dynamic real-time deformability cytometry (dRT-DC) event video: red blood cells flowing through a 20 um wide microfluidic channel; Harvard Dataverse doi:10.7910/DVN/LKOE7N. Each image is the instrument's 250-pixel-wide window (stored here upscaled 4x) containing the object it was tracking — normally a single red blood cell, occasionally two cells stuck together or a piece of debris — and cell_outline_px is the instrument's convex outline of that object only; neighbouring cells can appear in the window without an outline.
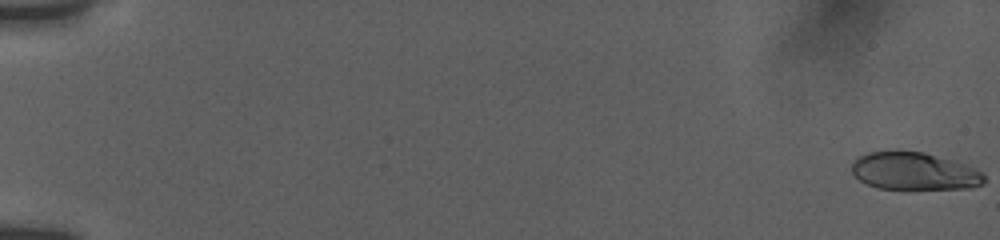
{"species": "human", "species_latin": "Homo sapiens", "temperature_condition": "room temperature", "stored_images_in_passage": 18, "camera_frame_rate_fps": 3000, "um_per_image_px": 0.085, "donor": {"sex": "female"}, "frame": {"image": 1, "passage_image": 1, "time_ms": 0.0, "image_size_px": [1000, 240], "cell_outline_px": [[984, 184], [972, 188], [876, 188], [860, 180], [852, 172], [852, 164], [860, 156], [868, 152], [924, 152], [952, 160], [976, 168], [984, 172]], "centroid_in_image_um": [77.76, 14.56], "position_along_channel_um": 7.2, "area_um2": 28.5}}
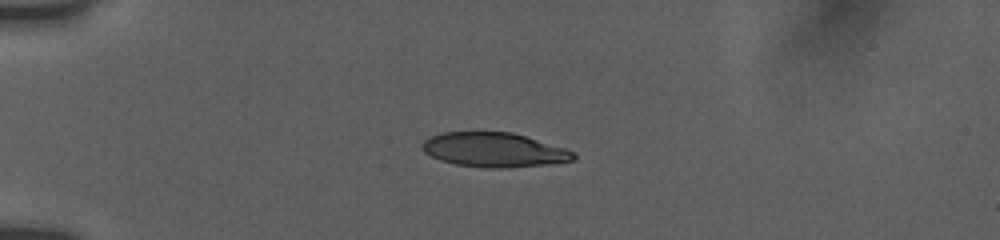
{"frame": {"image": 2, "passage_image": 16, "time_ms": 5.0, "image_size_px": [1000, 240], "cell_outline_px": [[576, 160], [544, 164], [500, 168], [488, 168], [456, 164], [440, 160], [424, 152], [420, 148], [420, 144], [424, 140], [432, 136], [444, 132], [512, 132], [564, 148], [576, 152]], "centroid_in_image_um": [41.97, 12.73], "position_along_channel_um": 43.0, "area_um2": 30.11}}